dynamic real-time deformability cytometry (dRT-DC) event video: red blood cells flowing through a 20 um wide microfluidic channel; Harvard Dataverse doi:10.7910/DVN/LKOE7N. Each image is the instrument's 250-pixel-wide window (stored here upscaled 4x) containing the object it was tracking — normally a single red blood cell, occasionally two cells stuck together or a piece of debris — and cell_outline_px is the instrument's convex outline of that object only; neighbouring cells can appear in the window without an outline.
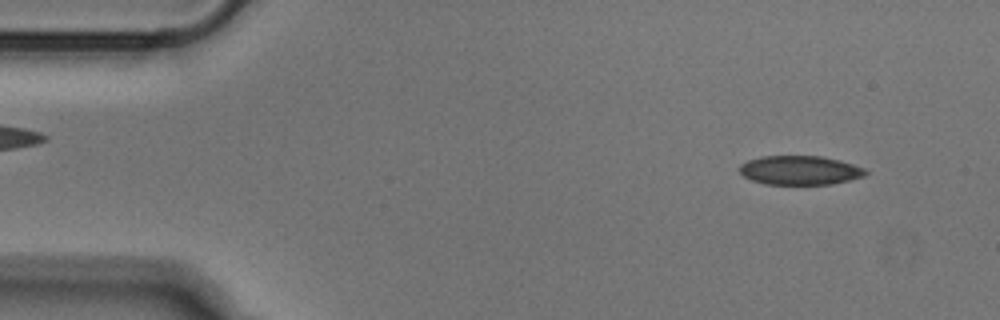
{"species": "Egyptian fruit bat (a non-hibernating species)", "species_latin": "Rousettus aegyptiacus", "temperature_condition": "cold", "stored_images_in_passage": 51, "camera_frame_rate_fps": 3000, "um_per_image_px": 0.085, "animal": {"sex": "male"}, "frame": {"image": 1, "passage_image": 4, "time_ms": 1.0, "image_size_px": [1000, 320], "cell_outline_px": [[868, 172], [864, 176], [832, 184], [764, 184], [752, 180], [744, 176], [740, 172], [740, 164], [748, 160], [760, 156], [820, 156], [852, 164], [864, 168]], "centroid_in_image_um": [67.96, 14.47], "position_along_channel_um": 17.0, "area_um2": 21.15}}
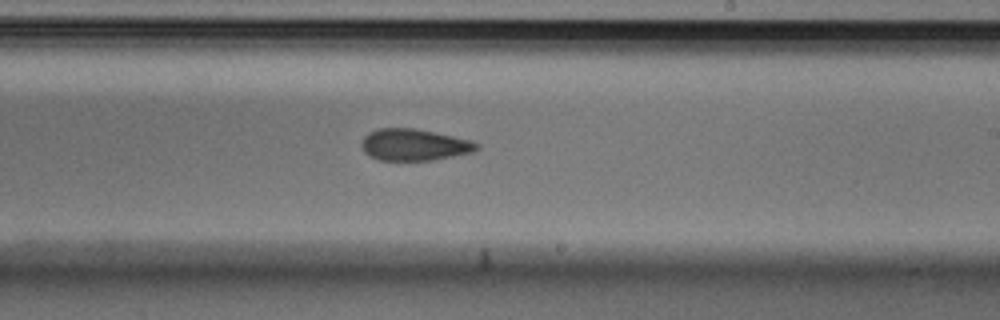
{"frame": {"image": 2, "passage_image": 29, "time_ms": 9.333, "image_size_px": [1000, 320], "cell_outline_px": [[480, 148], [472, 152], [432, 160], [380, 160], [364, 152], [360, 144], [364, 136], [368, 132], [380, 128], [416, 128], [436, 132], [472, 140], [480, 144]], "centroid_in_image_um": [35.22, 12.29], "position_along_channel_um": 253.8, "area_um2": 21.33}}
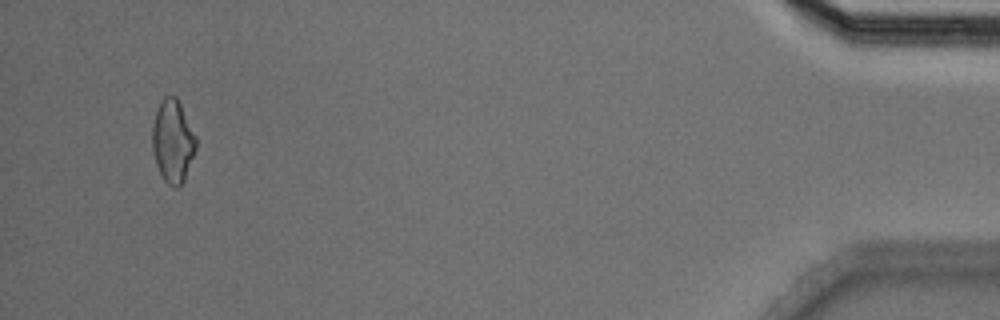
{"frame": {"image": 3, "passage_image": 48, "time_ms": 15.667, "image_size_px": [1000, 320], "cell_outline_px": [[196, 148], [184, 180], [176, 188], [172, 188], [164, 180], [156, 164], [152, 148], [152, 128], [156, 112], [164, 96], [176, 96], [196, 136]], "centroid_in_image_um": [14.68, 12.02], "position_along_channel_um": 420.5, "area_um2": 20.81}}